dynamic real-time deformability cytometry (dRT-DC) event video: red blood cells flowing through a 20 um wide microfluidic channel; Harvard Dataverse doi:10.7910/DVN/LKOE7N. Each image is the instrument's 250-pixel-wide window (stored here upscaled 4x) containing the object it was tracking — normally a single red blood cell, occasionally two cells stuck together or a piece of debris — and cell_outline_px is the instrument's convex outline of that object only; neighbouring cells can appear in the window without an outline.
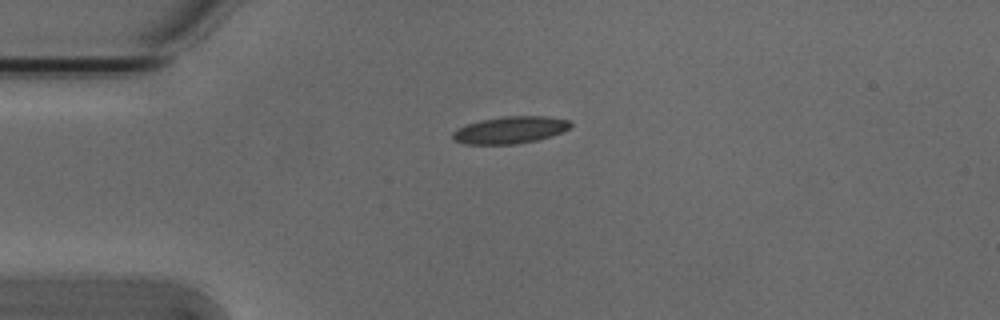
{"species": "Egyptian fruit bat (a non-hibernating species)", "species_latin": "Rousettus aegyptiacus", "temperature_condition": "cold", "stored_images_in_passage": 2, "camera_frame_rate_fps": 3000, "um_per_image_px": 0.085, "animal": {"sex": "male"}, "frame": {"image": 1, "passage_image": 1, "time_ms": 0.0, "image_size_px": [1000, 320], "cell_outline_px": [[572, 124], [568, 128], [560, 132], [536, 140], [516, 144], [468, 144], [456, 140], [452, 136], [452, 132], [468, 124], [480, 120], [504, 116], [548, 116], [568, 120]], "centroid_in_image_um": [43.36, 11.04], "position_along_channel_um": 41.6, "area_um2": 18.21}}